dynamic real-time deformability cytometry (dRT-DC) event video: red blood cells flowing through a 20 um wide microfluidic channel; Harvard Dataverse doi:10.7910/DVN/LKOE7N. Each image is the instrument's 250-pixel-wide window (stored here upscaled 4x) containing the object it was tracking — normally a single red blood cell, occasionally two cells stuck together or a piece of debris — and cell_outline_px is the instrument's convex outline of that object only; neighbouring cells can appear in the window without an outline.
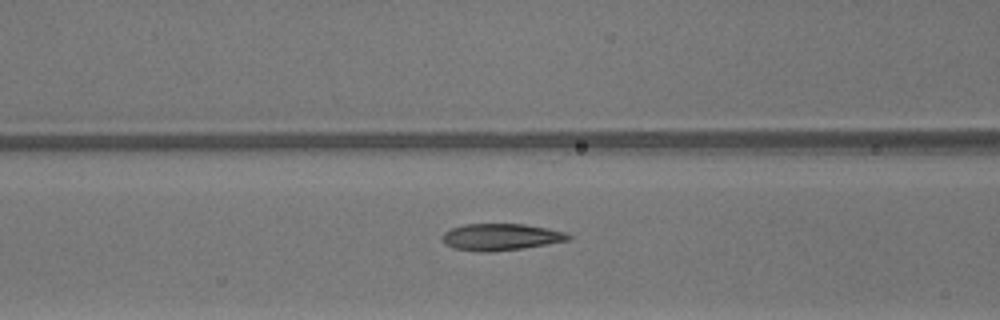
{"species": "common noctule bat (a hibernating species)", "species_latin": "Nyctalus noctula", "temperature_condition": "warm", "stored_images_in_passage": 49, "camera_frame_rate_fps": 3000, "um_per_image_px": 0.085, "animal": {"sex": "male", "body_mass_g": 13.3}, "frame": {"image": 1, "passage_image": 21, "time_ms": 6.667, "image_size_px": [1000, 320], "cell_outline_px": [[572, 236], [568, 240], [520, 248], [488, 252], [480, 252], [456, 248], [444, 244], [440, 236], [444, 232], [452, 228], [464, 224], [524, 224], [548, 228], [568, 232]], "centroid_in_image_um": [42.55, 20.13], "position_along_channel_um": 124.1, "area_um2": 19.54}}
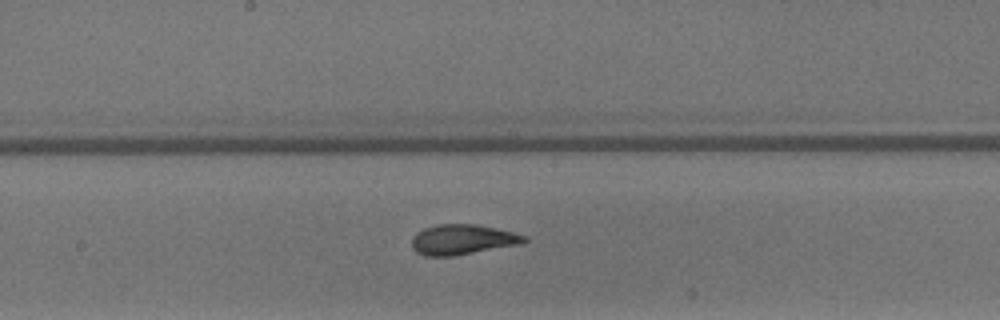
{"frame": {"image": 2, "passage_image": 27, "time_ms": 8.667, "image_size_px": [1000, 320], "cell_outline_px": [[528, 240], [520, 244], [456, 256], [424, 256], [416, 252], [412, 248], [412, 236], [416, 232], [424, 228], [436, 224], [476, 224], [496, 228], [528, 236]], "centroid_in_image_um": [39.29, 20.36], "position_along_channel_um": 208.9, "area_um2": 20.0}}
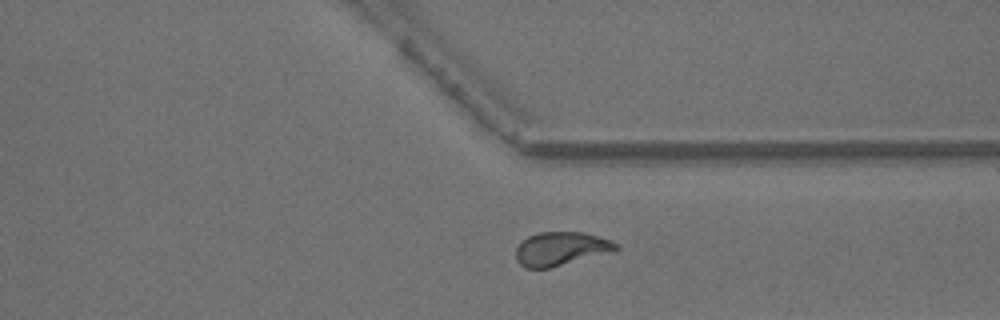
{"frame": {"image": 3, "passage_image": 38, "time_ms": 12.333, "image_size_px": [1000, 320], "cell_outline_px": [[620, 248], [616, 252], [548, 268], [524, 268], [516, 260], [516, 248], [528, 236], [540, 232], [584, 232], [612, 240], [620, 244]], "centroid_in_image_um": [47.76, 21.15], "position_along_channel_um": 363.6, "area_um2": 19.94}, "authors_computed_cell_mechanics": {"area_um2": 19.652, "velocity_mm_per_s": 4.2288, "shape_relaxation_time_tau1_ms": 3.8772, "shape_relaxation_time_tau2_ms": 0.9496, "deformation_change_tau1": 0.1873, "deformation_change_tau2": 0.0774}}